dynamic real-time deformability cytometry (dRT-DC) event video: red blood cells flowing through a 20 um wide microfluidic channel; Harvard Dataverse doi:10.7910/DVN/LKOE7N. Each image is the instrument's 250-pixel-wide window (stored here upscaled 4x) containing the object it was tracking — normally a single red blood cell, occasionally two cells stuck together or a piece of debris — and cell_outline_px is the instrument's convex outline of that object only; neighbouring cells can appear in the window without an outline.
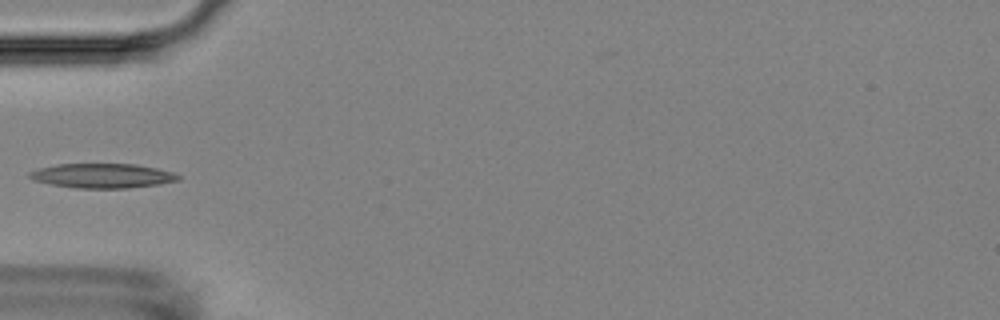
{"species": "Egyptian fruit bat (a non-hibernating species)", "species_latin": "Rousettus aegyptiacus", "temperature_condition": "room temperature", "stored_images_in_passage": 5, "camera_frame_rate_fps": 3000, "um_per_image_px": 0.085, "animal": {"sex": "female"}, "frame": {"image": 1, "passage_image": 5, "time_ms": 5.667, "image_size_px": [1000, 320], "cell_outline_px": [[180, 180], [160, 184], [128, 188], [76, 188], [52, 184], [32, 180], [28, 176], [28, 172], [36, 168], [56, 164], [136, 164], [156, 168], [172, 172], [180, 176]], "centroid_in_image_um": [8.67, 14.93], "position_along_channel_um": 76.3, "area_um2": 21.33}}